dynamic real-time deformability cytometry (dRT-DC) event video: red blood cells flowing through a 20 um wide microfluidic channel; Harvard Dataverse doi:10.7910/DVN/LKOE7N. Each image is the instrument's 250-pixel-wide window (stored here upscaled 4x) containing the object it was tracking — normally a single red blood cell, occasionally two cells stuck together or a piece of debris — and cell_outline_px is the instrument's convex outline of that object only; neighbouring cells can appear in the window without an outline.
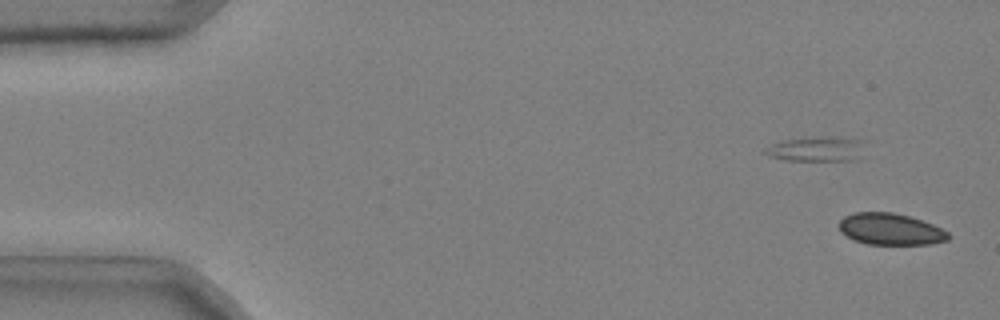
{"species": "common noctule bat (a hibernating species)", "species_latin": "Nyctalus noctula", "temperature_condition": "cold", "stored_images_in_passage": 15, "camera_frame_rate_fps": 3000, "um_per_image_px": 0.085, "animal": {"sex": "male", "body_mass_g": 20.4}, "frame": {"image": 1, "passage_image": 1, "time_ms": 0.0, "image_size_px": [1000, 320], "cell_outline_px": [[952, 236], [948, 240], [932, 244], [868, 244], [856, 240], [840, 232], [836, 224], [844, 216], [852, 212], [892, 212], [908, 216], [932, 224], [948, 232]], "centroid_in_image_um": [75.66, 19.47], "position_along_channel_um": 9.3, "area_um2": 20.17}}